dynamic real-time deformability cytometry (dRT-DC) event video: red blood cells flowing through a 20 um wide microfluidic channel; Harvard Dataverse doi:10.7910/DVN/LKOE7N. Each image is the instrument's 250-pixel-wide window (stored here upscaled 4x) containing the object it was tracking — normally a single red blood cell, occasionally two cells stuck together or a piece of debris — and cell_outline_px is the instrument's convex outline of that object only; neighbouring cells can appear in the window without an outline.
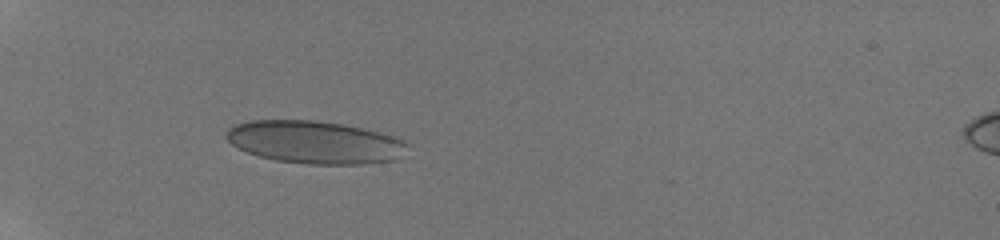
{"species": "human", "species_latin": "Homo sapiens", "temperature_condition": "room temperature", "stored_images_in_passage": 5, "camera_frame_rate_fps": 3000, "um_per_image_px": 0.085, "donor": {"sex": "male"}, "frame": {"image": 1, "passage_image": 4, "time_ms": 3.0, "image_size_px": [1000, 240], "cell_outline_px": [[408, 144], [396, 160], [364, 164], [308, 164], [276, 160], [260, 156], [248, 152], [232, 144], [224, 136], [224, 132], [228, 128], [236, 124], [248, 120], [316, 120], [340, 124], [360, 128], [408, 140]], "centroid_in_image_um": [26.72, 12.08], "position_along_channel_um": 58.3, "area_um2": 44.85}}